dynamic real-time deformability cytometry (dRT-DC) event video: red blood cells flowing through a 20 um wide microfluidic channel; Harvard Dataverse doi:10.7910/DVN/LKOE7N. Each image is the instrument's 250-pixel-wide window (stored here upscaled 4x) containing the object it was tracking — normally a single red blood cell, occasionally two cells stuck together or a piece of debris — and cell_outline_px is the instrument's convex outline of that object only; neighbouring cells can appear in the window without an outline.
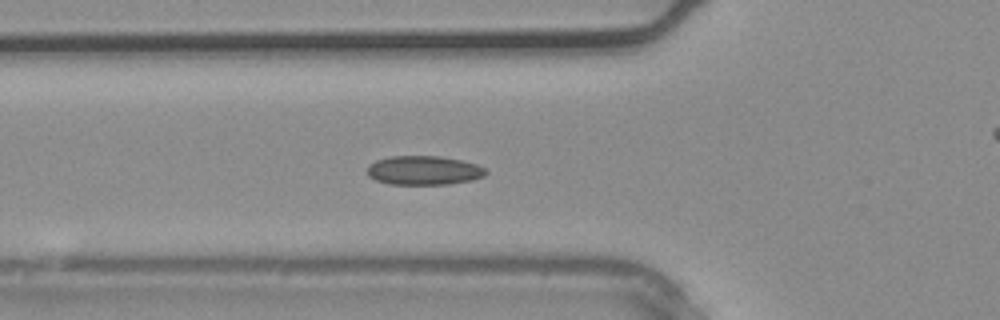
{"species": "common noctule bat (a hibernating species)", "species_latin": "Nyctalus noctula", "temperature_condition": "warm", "stored_images_in_passage": 34, "camera_frame_rate_fps": 3000, "um_per_image_px": 0.085, "animal": {"sex": "male", "body_mass_g": 20.4}, "frame": {"image": 1, "passage_image": 10, "time_ms": 3.0, "image_size_px": [1000, 320], "cell_outline_px": [[488, 172], [484, 176], [472, 180], [448, 184], [388, 184], [376, 180], [368, 176], [368, 164], [376, 160], [388, 156], [440, 156], [460, 160], [476, 164], [484, 168]], "centroid_in_image_um": [36.0, 14.48], "position_along_channel_um": 89.8, "area_um2": 20.11}}